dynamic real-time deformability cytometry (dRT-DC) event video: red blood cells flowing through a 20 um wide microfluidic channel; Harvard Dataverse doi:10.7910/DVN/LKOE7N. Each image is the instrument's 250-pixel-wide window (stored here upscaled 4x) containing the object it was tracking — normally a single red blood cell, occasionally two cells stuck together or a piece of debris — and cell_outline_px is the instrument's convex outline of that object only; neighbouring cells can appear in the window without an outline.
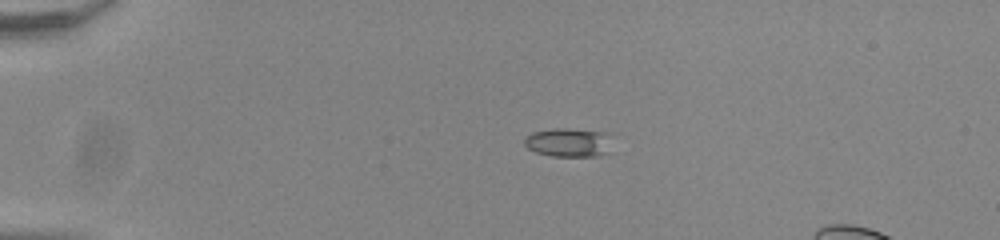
{"species": "common noctule bat (a hibernating species)", "species_latin": "Nyctalus noctula", "temperature_condition": "room temperature", "stored_images_in_passage": 42, "camera_frame_rate_fps": 3000, "um_per_image_px": 0.085, "animal": {"sex": "male", "body_mass_g": 20.0, "forearm_length_mm": 53.3}, "frame": {"image": 1, "passage_image": 1, "time_ms": 0.0, "image_size_px": [1000, 240], "cell_outline_px": [[608, 152], [600, 156], [552, 156], [536, 152], [528, 148], [524, 144], [524, 136], [532, 132], [556, 128], [564, 128], [608, 132]], "centroid_in_image_um": [48.28, 12.1], "position_along_channel_um": 36.7, "area_um2": 14.68}}
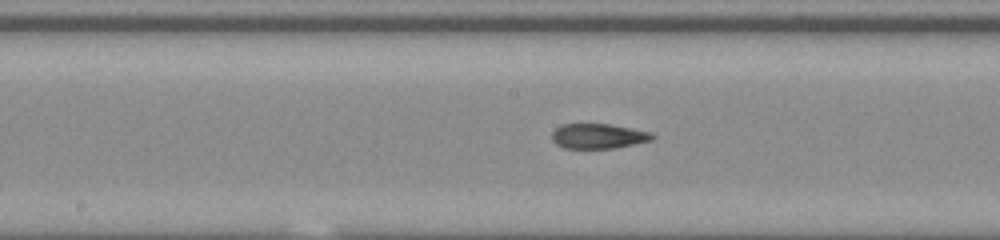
{"frame": {"image": 2, "passage_image": 18, "time_ms": 5.667, "image_size_px": [1000, 240], "cell_outline_px": [[656, 136], [652, 140], [616, 148], [564, 148], [556, 144], [552, 140], [552, 132], [560, 124], [608, 124], [632, 128], [652, 132]], "centroid_in_image_um": [50.87, 11.57], "position_along_channel_um": 197.3, "area_um2": 14.68}}
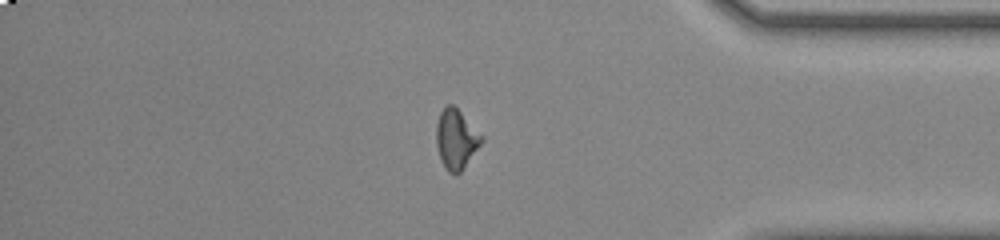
{"frame": {"image": 3, "passage_image": 35, "time_ms": 11.333, "image_size_px": [1000, 240], "cell_outline_px": [[484, 140], [460, 172], [456, 176], [448, 172], [444, 168], [440, 160], [436, 144], [436, 124], [440, 112], [448, 104], [452, 104], [484, 136]], "centroid_in_image_um": [38.76, 11.86], "position_along_channel_um": 396.4, "area_um2": 15.78}}